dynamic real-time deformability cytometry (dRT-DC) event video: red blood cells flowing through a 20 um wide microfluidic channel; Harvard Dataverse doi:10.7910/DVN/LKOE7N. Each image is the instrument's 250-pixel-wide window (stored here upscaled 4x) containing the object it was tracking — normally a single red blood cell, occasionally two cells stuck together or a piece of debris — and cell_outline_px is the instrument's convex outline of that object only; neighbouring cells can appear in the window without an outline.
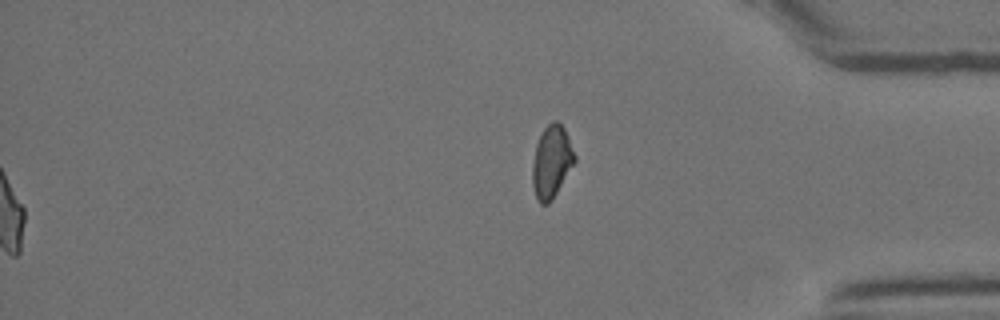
{"species": "Egyptian fruit bat (a non-hibernating species)", "species_latin": "Rousettus aegyptiacus", "temperature_condition": "room temperature", "stored_images_in_passage": 51, "segment_of_instrument_passage": [2, 2], "camera_frame_rate_fps": 3000, "um_per_image_px": 0.085, "animal": {"sex": "female"}, "frame": {"image": 1, "passage_image": 51, "time_ms": 16.667, "image_size_px": [1000, 320], "cell_outline_px": [[576, 160], [552, 200], [548, 204], [540, 204], [536, 200], [532, 184], [532, 164], [536, 144], [544, 128], [552, 120], [556, 120], [564, 128], [568, 136], [576, 156]], "centroid_in_image_um": [46.87, 13.76], "position_along_channel_um": 388.3, "area_um2": 17.86}}